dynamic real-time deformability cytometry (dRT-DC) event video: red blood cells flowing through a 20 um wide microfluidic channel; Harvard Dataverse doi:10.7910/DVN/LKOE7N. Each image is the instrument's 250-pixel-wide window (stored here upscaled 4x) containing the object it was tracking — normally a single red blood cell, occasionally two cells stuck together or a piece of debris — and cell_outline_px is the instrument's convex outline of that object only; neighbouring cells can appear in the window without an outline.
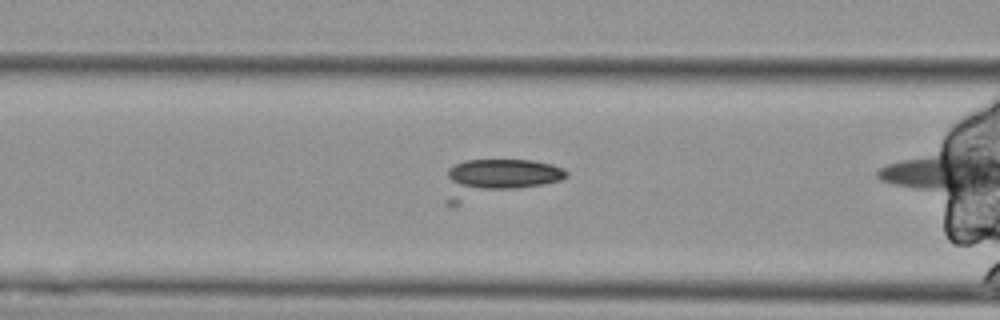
{"species": "Egyptian fruit bat (a non-hibernating species)", "species_latin": "Rousettus aegyptiacus", "temperature_condition": "cold", "stored_images_in_passage": 8, "camera_frame_rate_fps": 3000, "um_per_image_px": 0.085, "animal": {"sex": "female"}, "frame": {"image": 1, "passage_image": 7, "time_ms": 2.0, "image_size_px": [1000, 320], "cell_outline_px": [[568, 176], [560, 180], [452, 208], [448, 208], [444, 204], [444, 200], [448, 168], [464, 160], [532, 160], [552, 164], [564, 168], [568, 172]], "centroid_in_image_um": [42.15, 15.22], "position_along_channel_um": 124.5, "area_um2": 28.03}}